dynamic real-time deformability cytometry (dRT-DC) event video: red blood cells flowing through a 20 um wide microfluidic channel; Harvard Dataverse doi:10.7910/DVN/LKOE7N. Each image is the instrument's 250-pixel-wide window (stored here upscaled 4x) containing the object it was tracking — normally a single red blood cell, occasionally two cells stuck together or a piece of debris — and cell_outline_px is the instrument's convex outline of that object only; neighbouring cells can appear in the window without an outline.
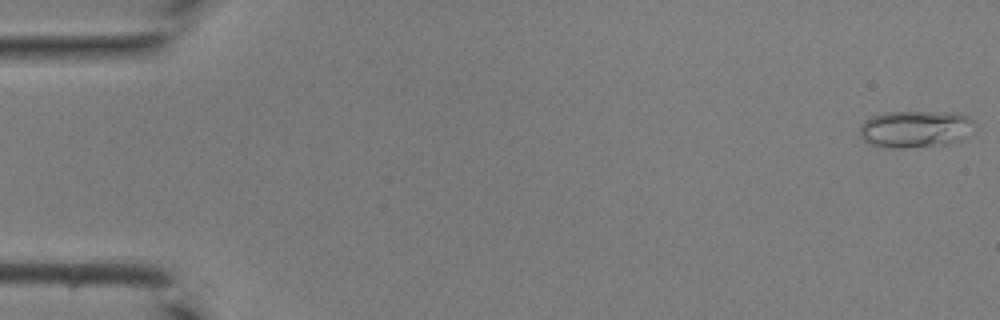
{"species": "common noctule bat (a hibernating species)", "species_latin": "Nyctalus noctula", "temperature_condition": "room temperature", "stored_images_in_passage": 42, "camera_frame_rate_fps": 3000, "um_per_image_px": 0.085, "animal": {"sex": "male", "body_mass_g": 19.0, "forearm_length_mm": 50.8}, "frame": {"image": 1, "passage_image": 1, "time_ms": 0.0, "image_size_px": [1000, 320], "cell_outline_px": [[976, 124], [968, 136], [960, 140], [948, 144], [900, 148], [896, 148], [872, 144], [864, 140], [860, 136], [860, 128], [872, 116], [888, 112], [960, 112], [968, 116]], "centroid_in_image_um": [77.89, 10.95], "position_along_channel_um": 7.1, "area_um2": 24.68}}
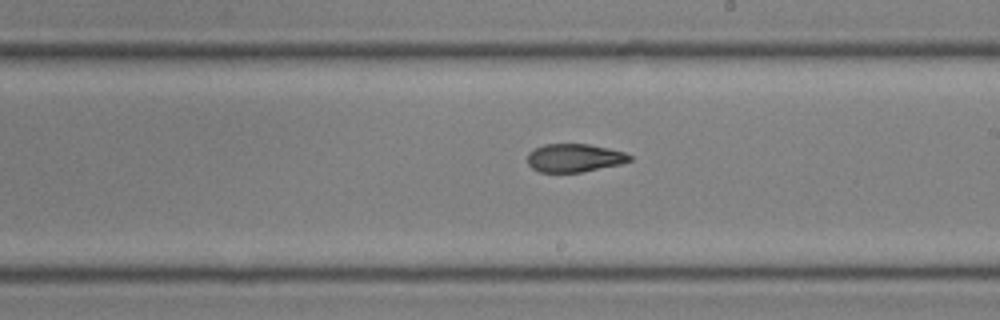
{"frame": {"image": 2, "passage_image": 25, "time_ms": 8.0, "image_size_px": [1000, 320], "cell_outline_px": [[632, 160], [620, 164], [580, 172], [540, 172], [532, 168], [528, 164], [528, 152], [544, 144], [588, 144], [608, 148], [624, 152], [632, 156]], "centroid_in_image_um": [48.82, 13.42], "position_along_channel_um": 240.2, "area_um2": 16.7}}
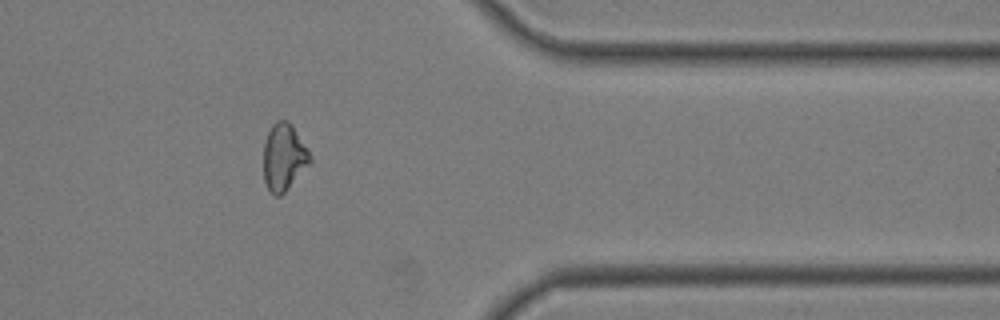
{"frame": {"image": 3, "passage_image": 35, "time_ms": 11.333, "image_size_px": [1000, 320], "cell_outline_px": [[312, 160], [284, 192], [280, 196], [276, 196], [268, 188], [264, 180], [264, 144], [268, 132], [272, 124], [276, 120], [288, 120], [292, 124], [312, 156]], "centroid_in_image_um": [24.12, 13.31], "position_along_channel_um": 387.3, "area_um2": 17.92}}